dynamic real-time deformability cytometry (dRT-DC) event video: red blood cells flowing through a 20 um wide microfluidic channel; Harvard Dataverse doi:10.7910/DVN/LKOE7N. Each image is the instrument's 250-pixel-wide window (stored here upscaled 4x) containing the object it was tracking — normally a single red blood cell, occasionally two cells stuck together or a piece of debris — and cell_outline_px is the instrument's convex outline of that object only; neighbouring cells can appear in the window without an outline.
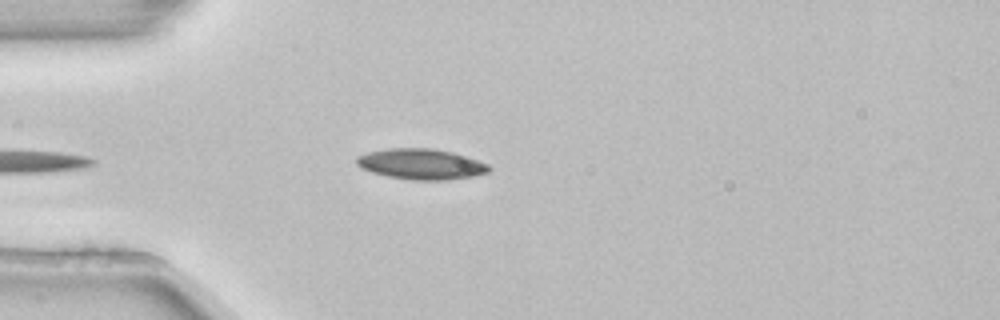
{"species": "common noctule bat (a hibernating species)", "species_latin": "Nyctalus noctula", "temperature_condition": "room temperature", "stored_images_in_passage": 4, "camera_frame_rate_fps": 3000, "um_per_image_px": 0.085, "animal": {"sex": "female", "body_mass_g": 22.7, "forearm_length_mm": 54.2}, "frame": {"image": 1, "passage_image": 4, "time_ms": 1.0, "image_size_px": [1000, 320], "cell_outline_px": [[492, 168], [488, 172], [472, 176], [448, 180], [412, 180], [388, 176], [372, 172], [360, 168], [356, 164], [356, 156], [368, 152], [388, 148], [432, 148], [452, 152], [468, 156], [488, 164]], "centroid_in_image_um": [35.79, 13.94], "position_along_channel_um": 49.2, "area_um2": 23.76}}